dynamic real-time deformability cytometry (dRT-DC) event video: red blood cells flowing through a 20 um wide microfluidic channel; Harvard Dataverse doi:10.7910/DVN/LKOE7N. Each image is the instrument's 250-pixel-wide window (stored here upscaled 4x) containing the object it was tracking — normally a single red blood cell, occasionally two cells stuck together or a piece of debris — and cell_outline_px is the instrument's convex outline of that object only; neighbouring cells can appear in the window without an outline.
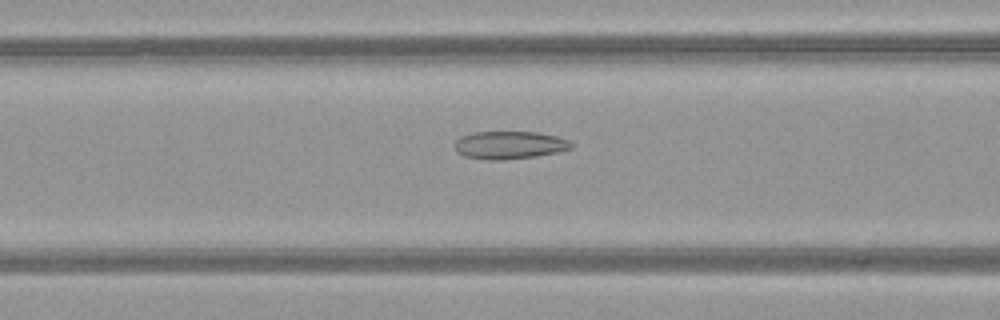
{"species": "common noctule bat (a hibernating species)", "species_latin": "Nyctalus noctula", "temperature_condition": "warm", "stored_images_in_passage": 17, "camera_frame_rate_fps": 3000, "um_per_image_px": 0.085, "animal": {"sex": "female", "body_mass_g": 21.9}, "frame": {"image": 1, "passage_image": 15, "time_ms": 4.667, "image_size_px": [1000, 320], "cell_outline_px": [[572, 148], [556, 152], [536, 156], [500, 160], [484, 160], [464, 156], [456, 152], [456, 140], [460, 136], [476, 132], [536, 132], [556, 136], [568, 140], [572, 144]], "centroid_in_image_um": [43.28, 12.33], "position_along_channel_um": 123.3, "area_um2": 18.79}}